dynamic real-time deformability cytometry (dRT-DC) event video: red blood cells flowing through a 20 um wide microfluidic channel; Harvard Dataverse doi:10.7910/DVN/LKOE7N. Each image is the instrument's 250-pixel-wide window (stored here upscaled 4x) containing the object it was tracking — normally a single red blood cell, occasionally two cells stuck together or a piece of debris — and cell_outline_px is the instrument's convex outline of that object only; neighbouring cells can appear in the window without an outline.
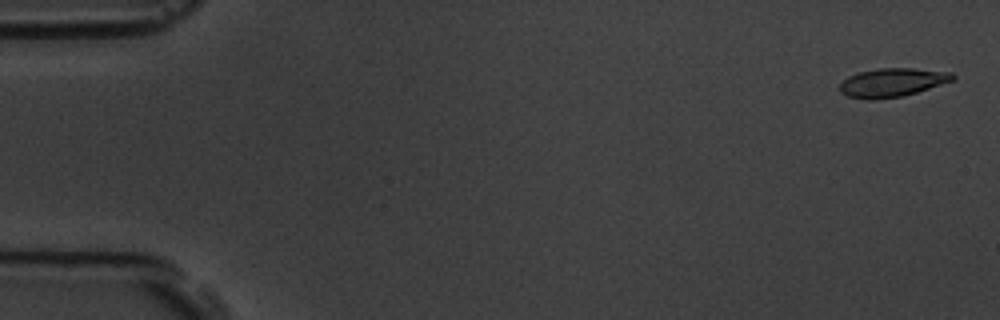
{"species": "common noctule bat (a hibernating species)", "species_latin": "Nyctalus noctula", "temperature_condition": "room temperature", "stored_images_in_passage": 15, "camera_frame_rate_fps": 3000, "um_per_image_px": 0.085, "animal": {"sex": "male", "body_mass_g": 19.5, "forearm_length_mm": 54.6}, "frame": {"image": 1, "passage_image": 1, "time_ms": 0.0, "image_size_px": [1000, 320], "cell_outline_px": [[956, 76], [952, 80], [904, 96], [876, 100], [868, 100], [848, 96], [840, 92], [840, 84], [848, 76], [860, 72], [880, 68], [912, 68], [952, 72]], "centroid_in_image_um": [75.82, 7.02], "position_along_channel_um": 9.2, "area_um2": 18.73}}
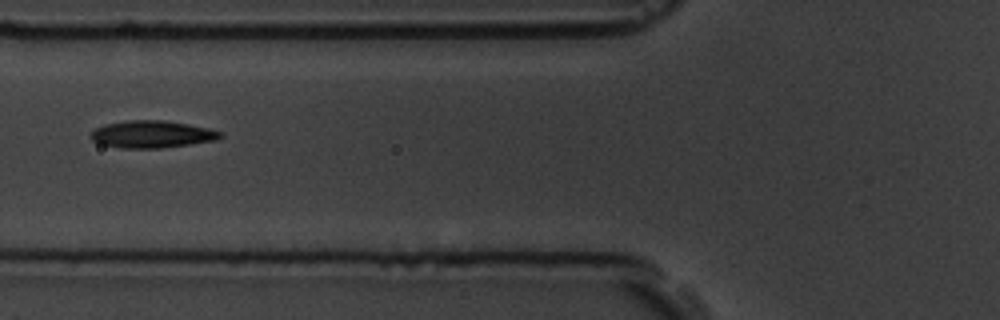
{"frame": {"image": 2, "passage_image": 6, "time_ms": 6.667, "image_size_px": [1000, 320], "cell_outline_px": [[224, 136], [216, 140], [160, 148], [120, 148], [100, 144], [92, 140], [88, 136], [96, 128], [104, 124], [128, 120], [164, 120], [188, 124], [208, 128], [224, 132]], "centroid_in_image_um": [12.91, 11.41], "position_along_channel_um": 112.9, "area_um2": 20.63}}
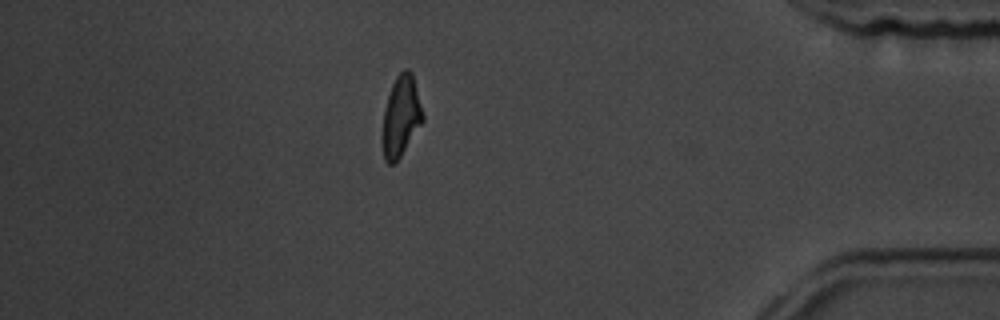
{"frame": {"image": 3, "passage_image": 14, "time_ms": 15.667, "image_size_px": [1000, 320], "cell_outline_px": [[424, 120], [400, 156], [392, 164], [388, 164], [384, 160], [380, 136], [384, 108], [392, 84], [396, 76], [404, 68], [408, 68], [412, 72], [424, 116]], "centroid_in_image_um": [34.05, 9.88], "position_along_channel_um": 401.2, "area_um2": 19.19}, "authors_computed_cell_mechanics": {"area_um2": 19.1896, "velocity_mm_per_s": 3.6451, "shape_relaxation_time_tau1_ms": null, "shape_relaxation_time_tau2_ms": 3.9839, "deformation_change_tau1": null, "deformation_change_tau2": 0.0833}}